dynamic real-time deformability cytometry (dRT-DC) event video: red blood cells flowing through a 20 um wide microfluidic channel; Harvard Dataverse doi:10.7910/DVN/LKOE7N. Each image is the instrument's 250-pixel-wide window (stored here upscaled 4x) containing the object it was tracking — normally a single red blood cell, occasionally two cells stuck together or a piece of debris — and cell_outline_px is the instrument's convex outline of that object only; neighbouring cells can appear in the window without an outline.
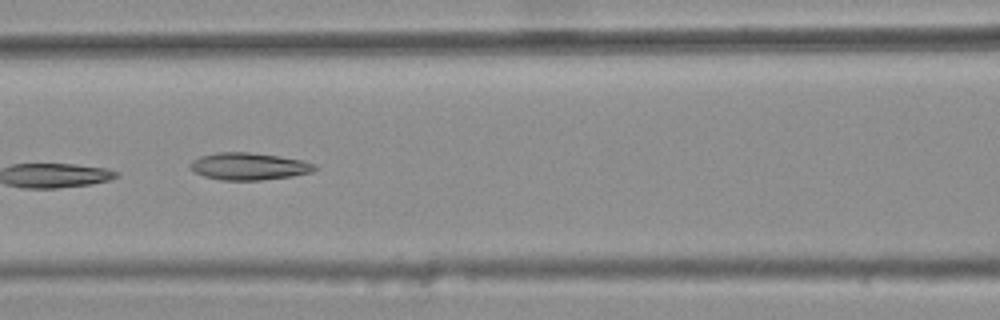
{"species": "common noctule bat (a hibernating species)", "species_latin": "Nyctalus noctula", "temperature_condition": "warm", "stored_images_in_passage": 10, "camera_frame_rate_fps": 3000, "um_per_image_px": 0.085, "animal": {"sex": "female", "body_mass_g": 25.1}, "frame": {"image": 1, "passage_image": 6, "time_ms": 1.667, "image_size_px": [1000, 320], "cell_outline_px": [[316, 168], [312, 172], [292, 176], [260, 180], [220, 180], [204, 176], [188, 168], [188, 164], [192, 160], [200, 156], [216, 152], [248, 152], [280, 156], [300, 160], [316, 164]], "centroid_in_image_um": [21.11, 14.13], "position_along_channel_um": 145.5, "area_um2": 19.77}}
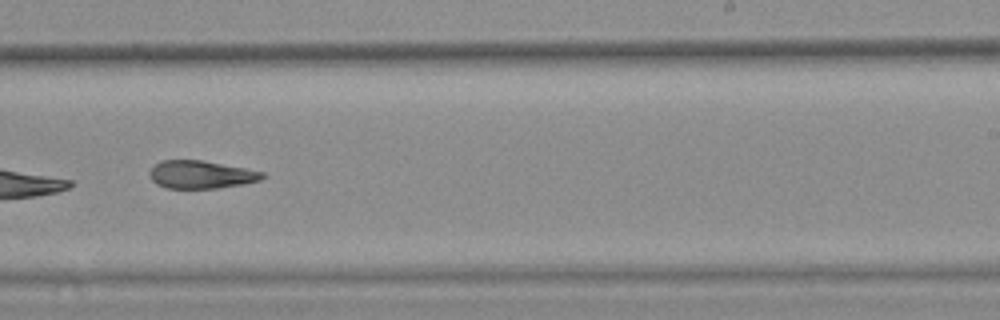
{"frame": {"image": 2, "passage_image": 9, "time_ms": 2.667, "image_size_px": [1000, 320], "cell_outline_px": [[264, 176], [260, 180], [244, 184], [216, 188], [168, 188], [156, 184], [152, 180], [148, 172], [160, 160], [204, 160], [264, 172]], "centroid_in_image_um": [17.07, 14.83], "position_along_channel_um": 271.9, "area_um2": 18.26}}
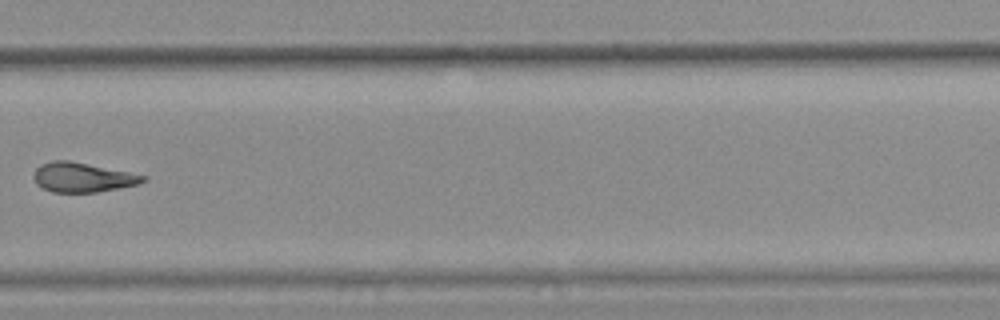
{"frame": {"image": 3, "passage_image": 10, "time_ms": 3.0, "image_size_px": [1000, 320], "cell_outline_px": [[148, 180], [136, 184], [96, 192], [52, 192], [36, 184], [32, 176], [36, 168], [40, 164], [52, 160], [68, 160], [148, 176]], "centroid_in_image_um": [6.97, 15.06], "position_along_channel_um": 322.8, "area_um2": 18.67}}